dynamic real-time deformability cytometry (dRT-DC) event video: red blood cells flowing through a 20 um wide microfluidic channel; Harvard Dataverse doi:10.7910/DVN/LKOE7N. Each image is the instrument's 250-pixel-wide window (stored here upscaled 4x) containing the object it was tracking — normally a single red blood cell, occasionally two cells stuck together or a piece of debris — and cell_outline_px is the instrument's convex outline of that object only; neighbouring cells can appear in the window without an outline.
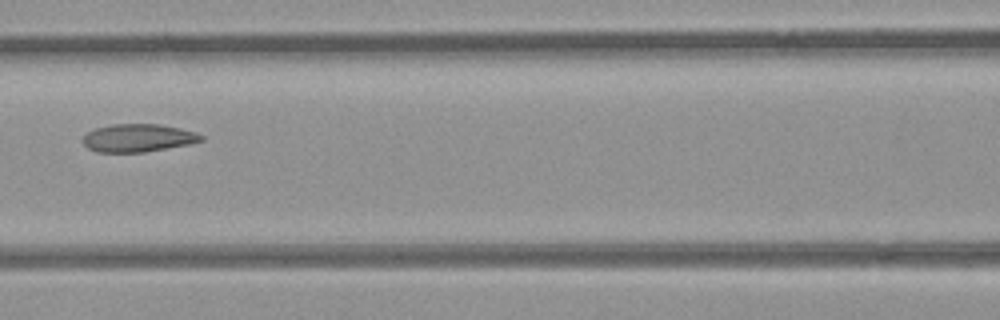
{"species": "common noctule bat (a hibernating species)", "species_latin": "Nyctalus noctula", "temperature_condition": "room temperature", "stored_images_in_passage": 8, "camera_frame_rate_fps": 3000, "um_per_image_px": 0.085, "animal": {"sex": "female", "body_mass_g": 21.9}, "frame": {"image": 1, "passage_image": 7, "time_ms": 7.667, "image_size_px": [1000, 320], "cell_outline_px": [[204, 140], [188, 144], [144, 152], [96, 152], [88, 148], [80, 140], [88, 132], [96, 128], [112, 124], [156, 124], [180, 128], [196, 132], [204, 136]], "centroid_in_image_um": [11.72, 11.72], "position_along_channel_um": 154.9, "area_um2": 19.19}}
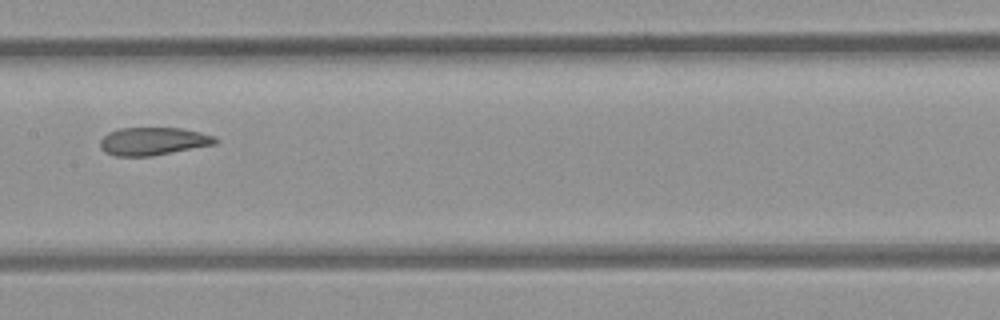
{"frame": {"image": 2, "passage_image": 8, "time_ms": 8.667, "image_size_px": [1000, 320], "cell_outline_px": [[216, 144], [152, 156], [116, 156], [104, 152], [100, 148], [100, 140], [108, 132], [120, 128], [180, 128], [200, 132], [216, 136]], "centroid_in_image_um": [13.0, 12.01], "position_along_channel_um": 194.4, "area_um2": 18.73}}